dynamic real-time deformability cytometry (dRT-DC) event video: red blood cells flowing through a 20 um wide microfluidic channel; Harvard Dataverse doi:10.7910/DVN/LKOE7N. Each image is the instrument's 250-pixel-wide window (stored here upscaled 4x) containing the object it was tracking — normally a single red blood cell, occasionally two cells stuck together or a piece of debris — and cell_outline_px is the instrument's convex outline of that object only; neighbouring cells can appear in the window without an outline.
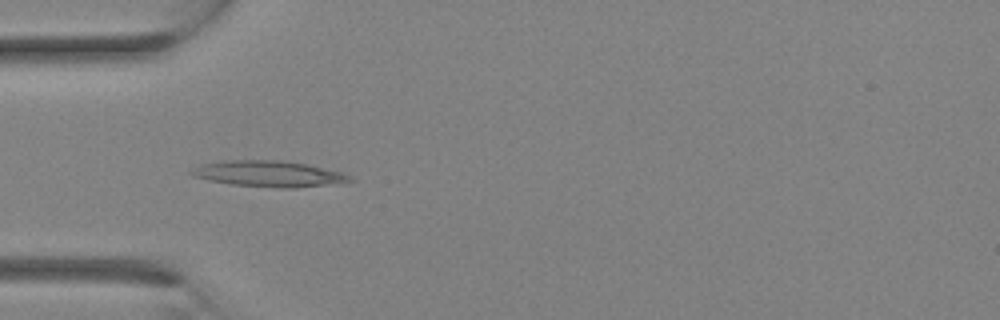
{"species": "Egyptian fruit bat (a non-hibernating species)", "species_latin": "Rousettus aegyptiacus", "temperature_condition": "room temperature", "stored_images_in_passage": 8, "camera_frame_rate_fps": 3000, "um_per_image_px": 0.085, "animal": {"sex": "female"}, "frame": {"image": 1, "passage_image": 1, "time_ms": 0.0, "image_size_px": [1000, 320], "cell_outline_px": [[356, 180], [292, 188], [280, 188], [232, 184], [208, 180], [192, 176], [188, 172], [192, 168], [200, 164], [224, 160], [280, 160], [304, 164], [340, 172], [352, 176]], "centroid_in_image_um": [22.74, 14.76], "position_along_channel_um": 62.3, "area_um2": 23.7}}
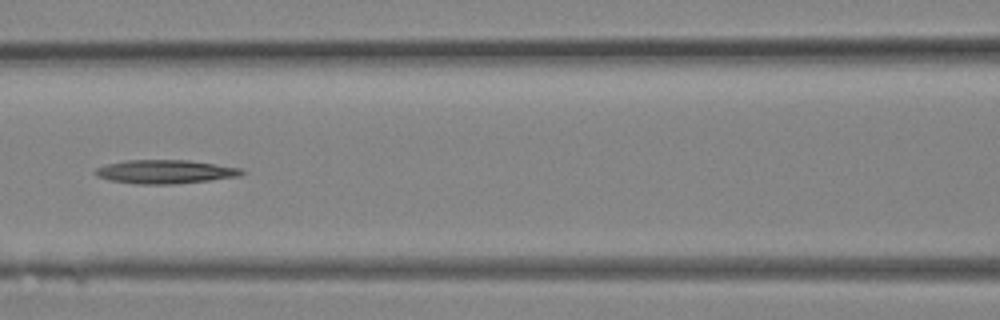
{"frame": {"image": 2, "passage_image": 5, "time_ms": 1.333, "image_size_px": [1000, 320], "cell_outline_px": [[248, 172], [240, 176], [208, 180], [172, 184], [136, 184], [108, 180], [96, 176], [92, 172], [96, 168], [108, 164], [124, 160], [188, 160], [216, 164], [240, 168]], "centroid_in_image_um": [14.02, 14.59], "position_along_channel_um": 152.6, "area_um2": 20.29}}
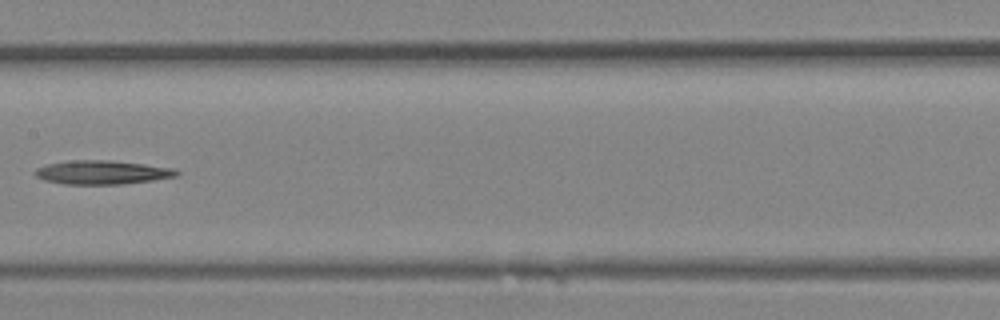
{"frame": {"image": 3, "passage_image": 7, "time_ms": 2.0, "image_size_px": [1000, 320], "cell_outline_px": [[180, 172], [176, 176], [152, 180], [120, 184], [64, 184], [44, 180], [36, 176], [32, 172], [36, 168], [48, 164], [68, 160], [108, 160], [144, 164], [176, 168]], "centroid_in_image_um": [8.66, 14.64], "position_along_channel_um": 198.7, "area_um2": 19.65}}